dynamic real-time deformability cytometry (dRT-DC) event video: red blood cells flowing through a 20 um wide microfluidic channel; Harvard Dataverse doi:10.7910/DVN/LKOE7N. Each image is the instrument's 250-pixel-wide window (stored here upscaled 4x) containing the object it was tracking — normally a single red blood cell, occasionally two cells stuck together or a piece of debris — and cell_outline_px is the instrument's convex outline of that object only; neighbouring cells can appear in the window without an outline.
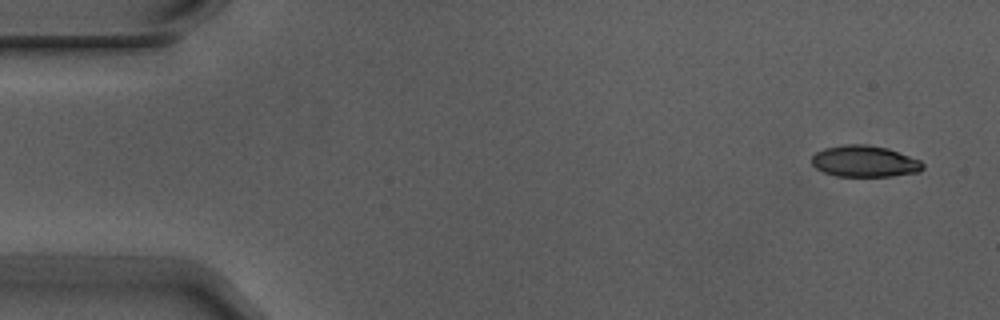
{"species": "Egyptian fruit bat (a non-hibernating species)", "species_latin": "Rousettus aegyptiacus", "temperature_condition": "warm", "stored_images_in_passage": 6, "camera_frame_rate_fps": 3000, "um_per_image_px": 0.085, "animal": {"sex": "male"}, "frame": {"image": 1, "passage_image": 1, "time_ms": 0.0, "image_size_px": [1000, 320], "cell_outline_px": [[924, 168], [920, 172], [892, 176], [836, 176], [824, 172], [816, 168], [812, 164], [812, 156], [816, 152], [824, 148], [844, 144], [868, 144], [888, 148], [920, 160], [924, 164]], "centroid_in_image_um": [73.5, 13.71], "position_along_channel_um": 11.5, "area_um2": 20.46}}
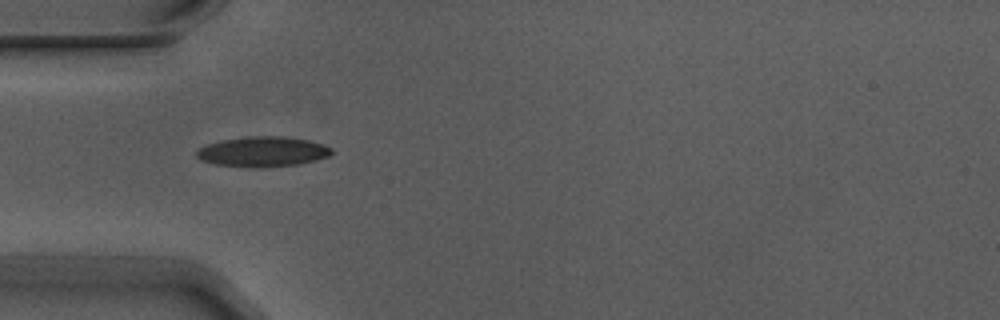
{"frame": {"image": 2, "passage_image": 5, "time_ms": 1.333, "image_size_px": [1000, 320], "cell_outline_px": [[332, 152], [328, 156], [316, 160], [300, 164], [264, 168], [248, 168], [216, 164], [200, 160], [196, 156], [196, 152], [200, 148], [208, 144], [224, 140], [252, 136], [280, 136], [308, 140], [324, 144], [332, 148]], "centroid_in_image_um": [22.35, 12.91], "position_along_channel_um": 62.6, "area_um2": 23.76}}